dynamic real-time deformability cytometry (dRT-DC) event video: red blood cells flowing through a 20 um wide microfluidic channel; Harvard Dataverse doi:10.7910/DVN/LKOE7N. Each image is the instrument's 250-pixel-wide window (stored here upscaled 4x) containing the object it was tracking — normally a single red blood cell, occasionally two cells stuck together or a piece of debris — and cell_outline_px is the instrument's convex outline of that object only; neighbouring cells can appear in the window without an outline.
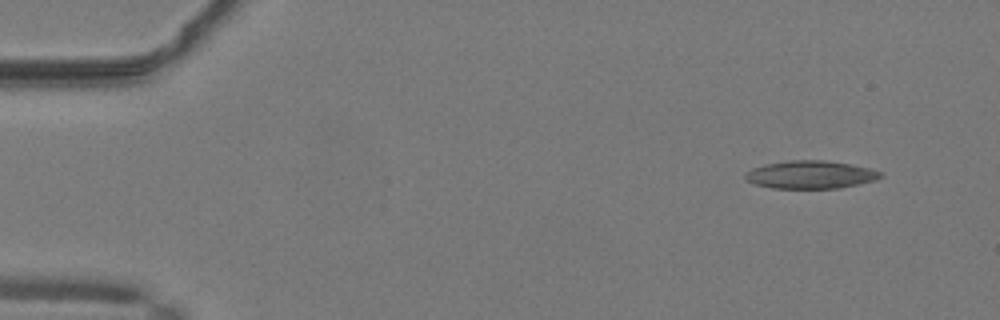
{"species": "common noctule bat (a hibernating species)", "species_latin": "Nyctalus noctula", "temperature_condition": "warm", "stored_images_in_passage": 48, "segment_of_instrument_passage": [1, 2], "camera_frame_rate_fps": 3000, "um_per_image_px": 0.085, "animal": {"sex": "male", "body_mass_g": 19.2, "forearm_length_mm": 51.8}, "frame": {"image": 1, "passage_image": 1, "time_ms": 0.0, "image_size_px": [1000, 320], "cell_outline_px": [[884, 176], [876, 180], [860, 184], [840, 188], [772, 188], [756, 184], [748, 180], [744, 176], [744, 172], [752, 168], [764, 164], [788, 160], [824, 160], [848, 164], [868, 168], [884, 172]], "centroid_in_image_um": [68.91, 14.84], "position_along_channel_um": 16.1, "area_um2": 22.08}}
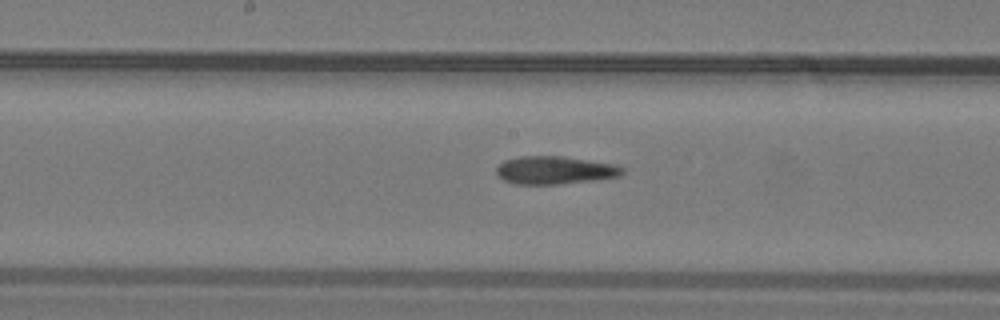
{"frame": {"image": 2, "passage_image": 23, "time_ms": 7.333, "image_size_px": [1000, 320], "cell_outline_px": [[624, 172], [620, 176], [592, 180], [560, 184], [516, 184], [504, 180], [496, 176], [496, 168], [504, 160], [520, 156], [564, 156], [616, 164], [624, 168]], "centroid_in_image_um": [47.15, 14.46], "position_along_channel_um": 201.0, "area_um2": 20.63}}
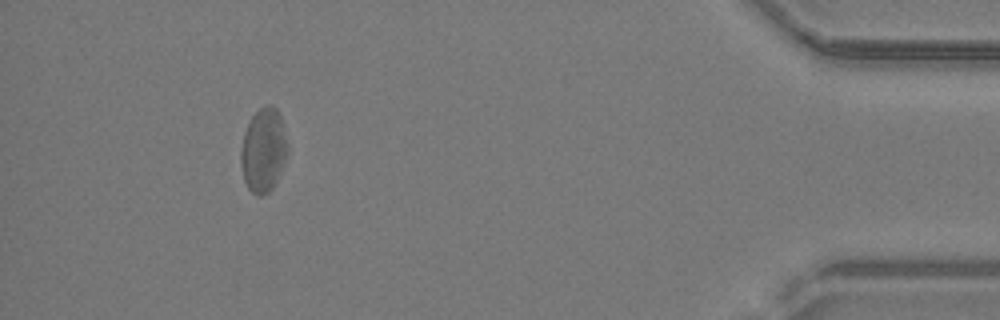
{"frame": {"image": 3, "passage_image": 43, "time_ms": 14.0, "image_size_px": [1000, 320], "cell_outline_px": [[288, 152], [280, 172], [272, 188], [268, 192], [260, 196], [256, 196], [248, 188], [244, 180], [240, 164], [240, 148], [244, 132], [252, 116], [260, 108], [268, 104], [272, 104], [276, 108], [280, 116], [288, 148]], "centroid_in_image_um": [22.37, 12.77], "position_along_channel_um": 412.8, "area_um2": 22.77}}